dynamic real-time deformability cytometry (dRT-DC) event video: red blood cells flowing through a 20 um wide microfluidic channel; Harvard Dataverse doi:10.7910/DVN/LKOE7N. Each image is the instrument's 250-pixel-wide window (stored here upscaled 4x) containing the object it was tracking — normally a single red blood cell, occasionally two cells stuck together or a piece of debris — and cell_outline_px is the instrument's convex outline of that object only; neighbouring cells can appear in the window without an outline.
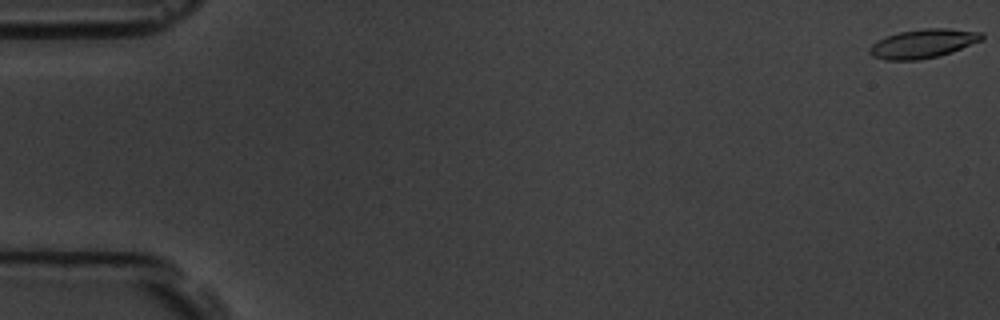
{"species": "common noctule bat (a hibernating species)", "species_latin": "Nyctalus noctula", "temperature_condition": "room temperature", "stored_images_in_passage": 57, "camera_frame_rate_fps": 3000, "um_per_image_px": 0.085, "animal": {"sex": "male", "body_mass_g": 19.5, "forearm_length_mm": 54.6}, "frame": {"image": 1, "passage_image": 1, "time_ms": 0.0, "image_size_px": [1000, 320], "cell_outline_px": [[984, 40], [952, 52], [920, 60], [888, 60], [872, 56], [868, 52], [868, 48], [876, 40], [900, 32], [924, 28], [948, 28], [984, 32]], "centroid_in_image_um": [78.49, 3.7], "position_along_channel_um": 6.5, "area_um2": 19.07}}
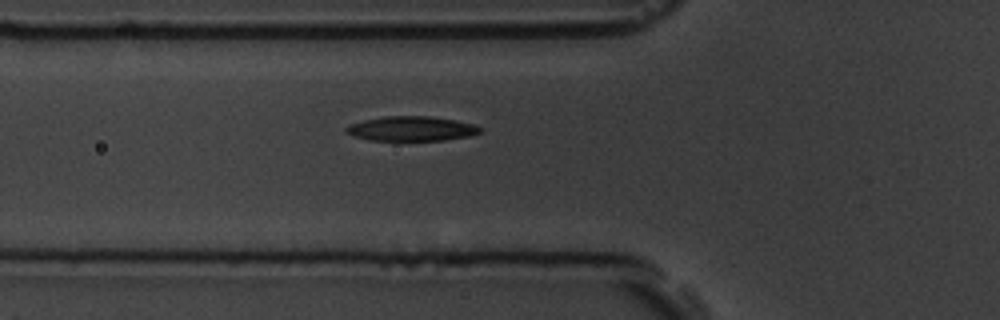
{"frame": {"image": 2, "passage_image": 21, "time_ms": 6.667, "image_size_px": [1000, 320], "cell_outline_px": [[480, 132], [468, 136], [444, 140], [368, 140], [352, 136], [344, 132], [344, 128], [348, 124], [364, 120], [384, 116], [428, 116], [456, 120], [472, 124], [480, 128]], "centroid_in_image_um": [34.88, 10.93], "position_along_channel_um": 90.9, "area_um2": 19.19}}
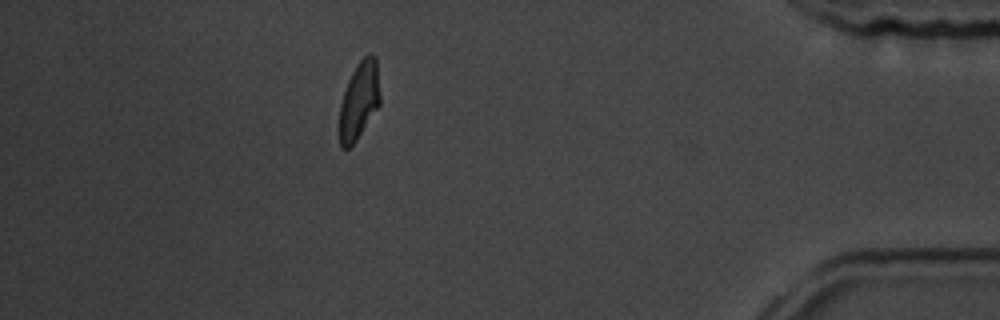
{"frame": {"image": 3, "passage_image": 51, "time_ms": 16.667, "image_size_px": [1000, 320], "cell_outline_px": [[380, 104], [356, 140], [348, 148], [340, 148], [340, 104], [348, 80], [356, 64], [368, 52], [372, 52], [376, 56], [380, 96]], "centroid_in_image_um": [30.54, 8.48], "position_along_channel_um": 404.7, "area_um2": 18.26}, "authors_computed_cell_mechanics": {"area_um2": 19.2474, "velocity_mm_per_s": 3.6055, "shape_relaxation_time_tau1_ms": 3.2733, "shape_relaxation_time_tau2_ms": 4.4139, "deformation_change_tau1": 0.1439, "deformation_change_tau2": 0.108}}